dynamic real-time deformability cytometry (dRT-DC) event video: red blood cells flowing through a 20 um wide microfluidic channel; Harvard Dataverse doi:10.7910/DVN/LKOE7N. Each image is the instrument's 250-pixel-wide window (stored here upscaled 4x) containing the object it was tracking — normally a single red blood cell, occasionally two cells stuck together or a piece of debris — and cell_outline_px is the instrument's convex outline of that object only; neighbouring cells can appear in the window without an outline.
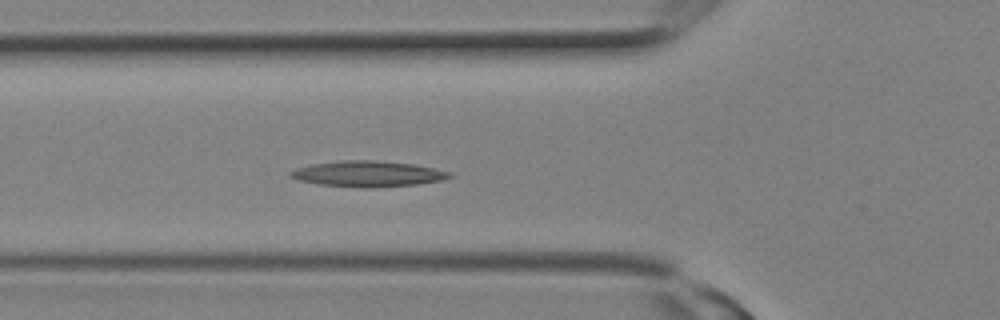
{"species": "Egyptian fruit bat (a non-hibernating species)", "species_latin": "Rousettus aegyptiacus", "temperature_condition": "room temperature", "stored_images_in_passage": 8, "camera_frame_rate_fps": 3000, "um_per_image_px": 0.085, "animal": {"sex": "female"}, "frame": {"image": 1, "passage_image": 8, "time_ms": 2.333, "image_size_px": [1000, 320], "cell_outline_px": [[452, 176], [440, 180], [420, 184], [372, 188], [356, 188], [320, 184], [300, 180], [288, 176], [288, 172], [296, 168], [312, 164], [336, 160], [376, 160], [412, 164], [452, 172]], "centroid_in_image_um": [31.23, 14.78], "position_along_channel_um": 94.6, "area_um2": 24.04}}